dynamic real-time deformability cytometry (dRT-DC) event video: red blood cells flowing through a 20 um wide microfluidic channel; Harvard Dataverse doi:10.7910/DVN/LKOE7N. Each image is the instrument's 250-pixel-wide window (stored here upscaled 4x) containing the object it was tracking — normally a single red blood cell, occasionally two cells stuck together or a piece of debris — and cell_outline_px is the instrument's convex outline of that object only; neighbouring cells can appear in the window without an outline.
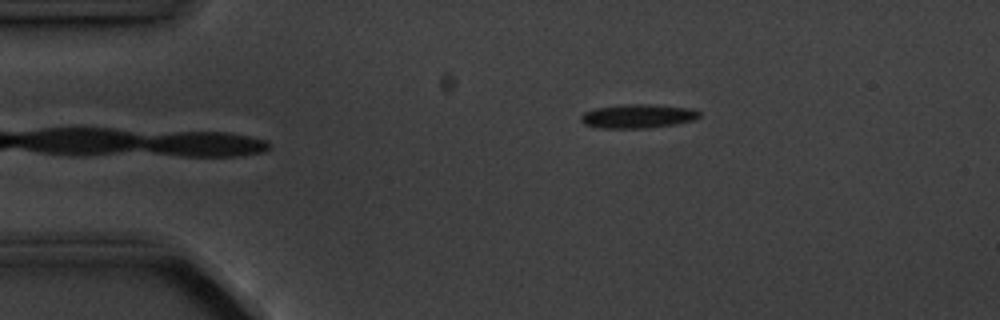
{"species": "common noctule bat (a hibernating species)", "species_latin": "Nyctalus noctula", "temperature_condition": "cold", "stored_images_in_passage": 5, "camera_frame_rate_fps": 3000, "um_per_image_px": 0.085, "animal": {"sex": "male", "body_mass_g": 20.1, "forearm_length_mm": 53.5}, "frame": {"image": 1, "passage_image": 5, "time_ms": 4.667, "image_size_px": [1000, 320], "cell_outline_px": [[700, 116], [696, 120], [676, 124], [644, 128], [600, 128], [584, 124], [580, 120], [580, 116], [584, 112], [596, 108], [624, 104], [652, 104], [692, 108], [700, 112]], "centroid_in_image_um": [54.24, 9.87], "position_along_channel_um": 30.8, "area_um2": 16.65}}